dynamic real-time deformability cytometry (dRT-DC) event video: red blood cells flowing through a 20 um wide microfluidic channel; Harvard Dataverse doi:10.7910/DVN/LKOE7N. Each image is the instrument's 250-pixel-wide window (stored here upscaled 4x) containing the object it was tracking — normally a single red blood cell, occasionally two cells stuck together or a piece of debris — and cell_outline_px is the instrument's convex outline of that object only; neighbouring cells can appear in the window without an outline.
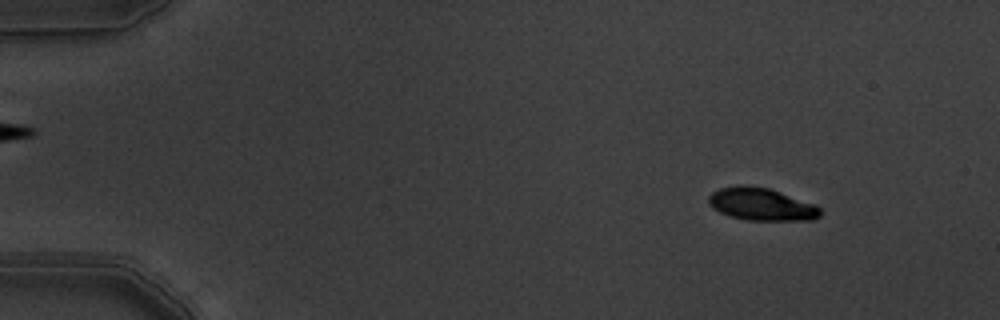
{"species": "common noctule bat (a hibernating species)", "species_latin": "Nyctalus noctula", "temperature_condition": "warm", "stored_images_in_passage": 4, "camera_frame_rate_fps": 3000, "um_per_image_px": 0.085, "animal": {"sex": "male", "body_mass_g": 19.5, "forearm_length_mm": 54.6}, "frame": {"image": 1, "passage_image": 2, "time_ms": 0.333, "image_size_px": [1000, 320], "cell_outline_px": [[820, 216], [812, 220], [748, 220], [732, 216], [720, 212], [712, 208], [708, 204], [708, 196], [712, 192], [720, 188], [740, 184], [744, 184], [768, 188], [780, 192], [812, 204], [820, 208]], "centroid_in_image_um": [64.66, 17.35], "position_along_channel_um": 20.3, "area_um2": 20.98}}